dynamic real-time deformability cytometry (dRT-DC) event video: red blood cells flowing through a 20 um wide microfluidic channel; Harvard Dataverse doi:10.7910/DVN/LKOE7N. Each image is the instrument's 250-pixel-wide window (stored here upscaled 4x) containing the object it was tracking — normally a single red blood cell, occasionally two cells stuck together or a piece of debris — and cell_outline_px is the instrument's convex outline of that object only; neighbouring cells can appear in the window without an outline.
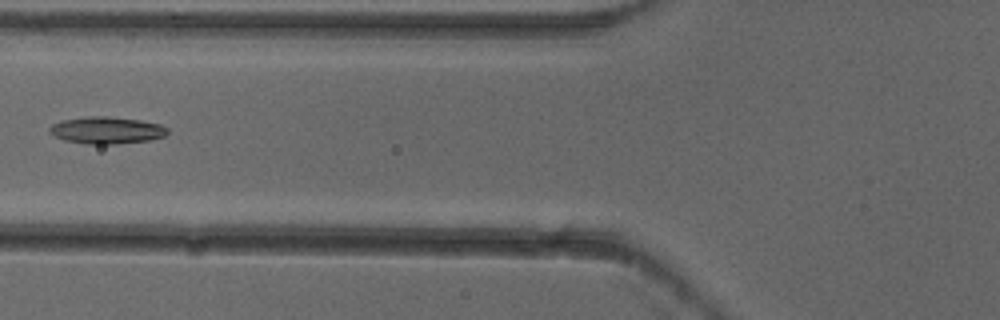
{"species": "common noctule bat (a hibernating species)", "species_latin": "Nyctalus noctula", "temperature_condition": "cold", "stored_images_in_passage": 7, "camera_frame_rate_fps": 3000, "um_per_image_px": 0.085, "animal": {"sex": "female"}, "frame": {"image": 1, "passage_image": 6, "time_ms": 1.667, "image_size_px": [1000, 320], "cell_outline_px": [[168, 132], [164, 136], [148, 140], [116, 144], [88, 144], [64, 140], [48, 132], [48, 128], [52, 124], [64, 120], [84, 116], [108, 116], [140, 120], [160, 124], [168, 128]], "centroid_in_image_um": [9.05, 11.06], "position_along_channel_um": 116.7, "area_um2": 18.55}}
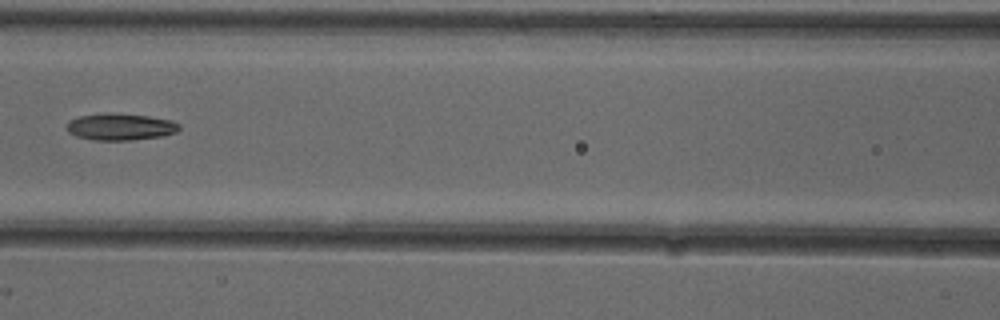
{"frame": {"image": 2, "passage_image": 7, "time_ms": 2.0, "image_size_px": [1000, 320], "cell_outline_px": [[180, 128], [176, 132], [160, 136], [132, 140], [92, 140], [76, 136], [68, 132], [68, 124], [72, 120], [80, 116], [104, 112], [108, 112], [148, 116], [172, 120], [180, 124]], "centroid_in_image_um": [10.25, 10.77], "position_along_channel_um": 156.4, "area_um2": 17.51}}